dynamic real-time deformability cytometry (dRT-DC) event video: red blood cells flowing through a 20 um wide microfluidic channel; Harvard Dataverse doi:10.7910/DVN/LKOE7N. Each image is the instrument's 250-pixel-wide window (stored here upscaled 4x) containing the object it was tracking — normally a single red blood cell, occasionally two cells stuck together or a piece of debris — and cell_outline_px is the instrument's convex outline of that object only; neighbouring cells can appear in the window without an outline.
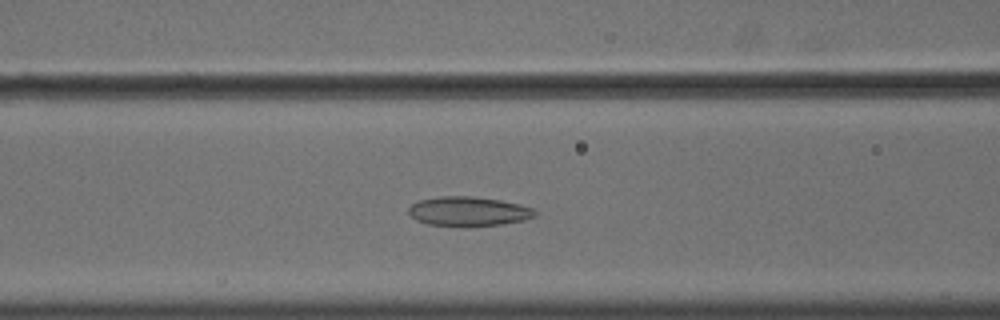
{"species": "common noctule bat (a hibernating species)", "species_latin": "Nyctalus noctula", "temperature_condition": "cold", "stored_images_in_passage": 55, "camera_frame_rate_fps": 3000, "um_per_image_px": 0.085, "animal": {"sex": "male", "body_mass_g": 18.8}, "frame": {"image": 1, "passage_image": 23, "time_ms": 7.333, "image_size_px": [1000, 320], "cell_outline_px": [[536, 216], [524, 220], [500, 224], [428, 224], [416, 220], [408, 212], [408, 208], [412, 204], [420, 200], [440, 196], [472, 196], [500, 200], [520, 204], [536, 208]], "centroid_in_image_um": [39.86, 17.92], "position_along_channel_um": 126.7, "area_um2": 21.04}}
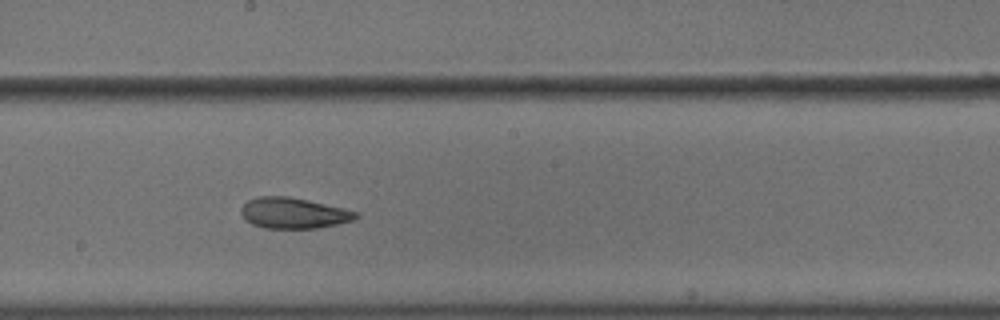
{"frame": {"image": 2, "passage_image": 31, "time_ms": 10.0, "image_size_px": [1000, 320], "cell_outline_px": [[360, 216], [352, 220], [336, 224], [316, 228], [264, 228], [252, 224], [244, 220], [240, 212], [240, 208], [248, 200], [256, 196], [288, 196], [308, 200], [344, 208], [356, 212]], "centroid_in_image_um": [24.9, 18.1], "position_along_channel_um": 223.3, "area_um2": 20.63}}
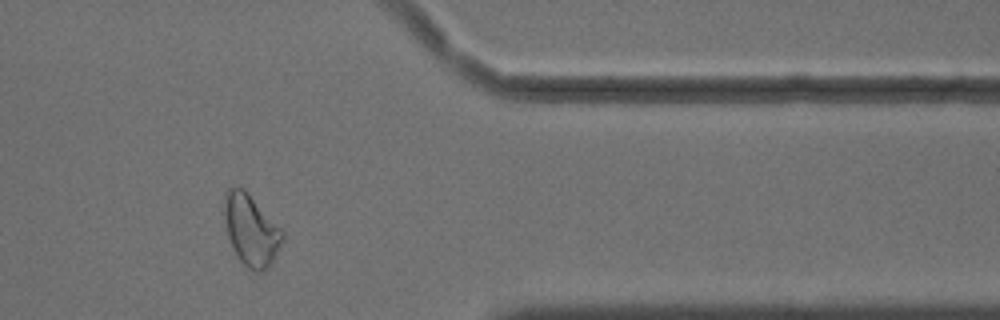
{"frame": {"image": 3, "passage_image": 46, "time_ms": 15.0, "image_size_px": [1000, 320], "cell_outline_px": [[284, 240], [272, 264], [264, 272], [256, 272], [248, 268], [236, 256], [228, 240], [224, 220], [224, 200], [228, 188], [236, 184], [244, 188], [248, 192], [284, 232]], "centroid_in_image_um": [21.33, 19.56], "position_along_channel_um": 390.1, "area_um2": 24.62}, "authors_computed_cell_mechanics": {"area_um2": 23.698, "velocity_mm_per_s": 3.6128, "shape_relaxation_time_tau1_ms": 10.3463, "shape_relaxation_time_tau2_ms": 3.0827, "deformation_change_tau1": 0.1713, "deformation_change_tau2": 0.0836}}